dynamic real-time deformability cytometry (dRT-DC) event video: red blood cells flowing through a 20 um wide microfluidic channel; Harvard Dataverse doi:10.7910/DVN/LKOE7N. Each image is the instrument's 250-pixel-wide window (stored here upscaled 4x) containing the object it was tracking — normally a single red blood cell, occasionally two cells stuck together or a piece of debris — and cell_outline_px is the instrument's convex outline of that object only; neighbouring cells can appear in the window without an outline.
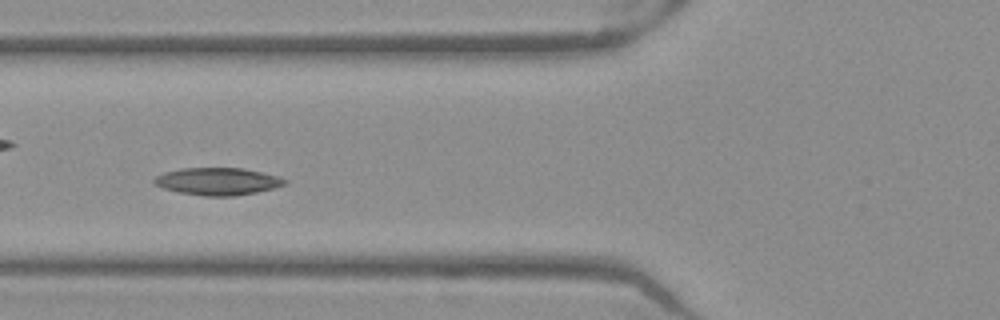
{"species": "Egyptian fruit bat (a non-hibernating species)", "species_latin": "Rousettus aegyptiacus", "temperature_condition": "warm", "stored_images_in_passage": 47, "camera_frame_rate_fps": 3000, "um_per_image_px": 0.085, "frame": {"image": 1, "passage_image": 15, "time_ms": 4.667, "image_size_px": [1000, 320], "cell_outline_px": [[288, 180], [284, 184], [272, 188], [256, 192], [236, 196], [204, 196], [180, 192], [164, 188], [152, 184], [152, 180], [156, 176], [164, 172], [180, 168], [244, 168], [276, 176]], "centroid_in_image_um": [18.44, 15.41], "position_along_channel_um": 107.4, "area_um2": 20.69}}
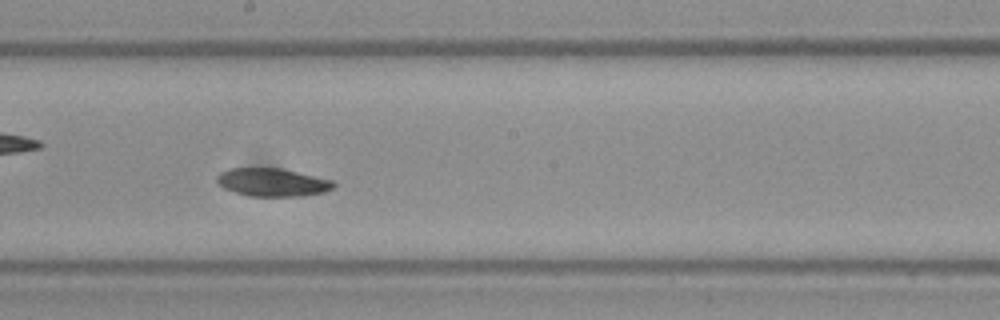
{"frame": {"image": 2, "passage_image": 24, "time_ms": 7.667, "image_size_px": [1000, 320], "cell_outline_px": [[336, 184], [332, 188], [324, 192], [304, 196], [248, 196], [224, 188], [216, 184], [216, 176], [220, 172], [232, 168], [284, 168], [332, 180]], "centroid_in_image_um": [23.14, 15.49], "position_along_channel_um": 225.1, "area_um2": 19.25}}
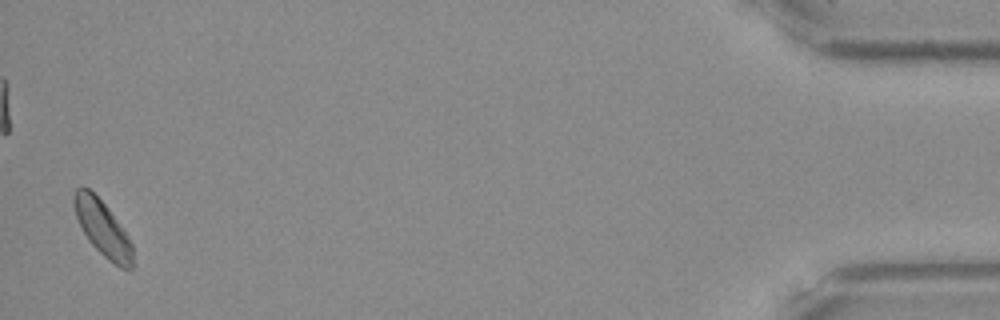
{"frame": {"image": 3, "passage_image": 46, "time_ms": 15.0, "image_size_px": [1000, 320], "cell_outline_px": [[132, 268], [128, 272], [120, 268], [108, 260], [88, 240], [76, 216], [72, 200], [72, 196], [76, 188], [88, 188], [104, 204], [128, 236], [132, 244]], "centroid_in_image_um": [8.72, 19.45], "position_along_channel_um": 426.5, "area_um2": 18.61}}